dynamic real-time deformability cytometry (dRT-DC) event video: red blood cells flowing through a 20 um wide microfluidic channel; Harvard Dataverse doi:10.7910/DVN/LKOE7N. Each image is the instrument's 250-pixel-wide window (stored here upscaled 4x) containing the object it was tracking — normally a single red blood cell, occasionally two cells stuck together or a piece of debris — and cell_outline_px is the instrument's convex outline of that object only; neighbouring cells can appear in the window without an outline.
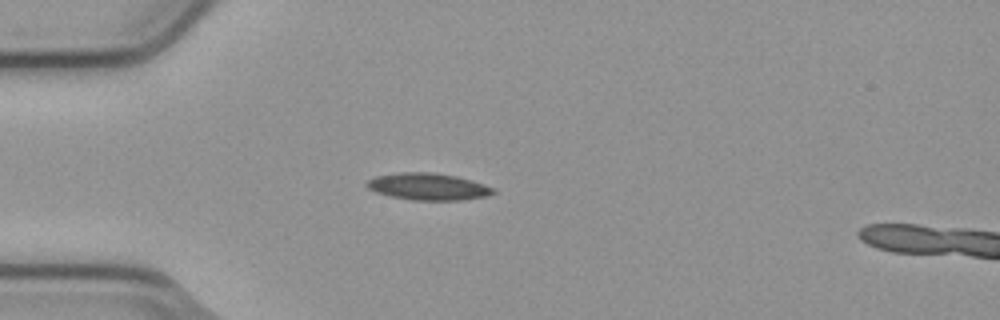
{"species": "common noctule bat (a hibernating species)", "species_latin": "Nyctalus noctula", "temperature_condition": "cold", "stored_images_in_passage": 4, "camera_frame_rate_fps": 3000, "um_per_image_px": 0.085, "animal": {"sex": "male", "body_mass_g": 23.1, "forearm_length_mm": 52.7}, "frame": {"image": 1, "passage_image": 3, "time_ms": 0.667, "image_size_px": [1000, 320], "cell_outline_px": [[496, 192], [488, 196], [464, 200], [412, 200], [392, 196], [376, 192], [368, 188], [364, 184], [368, 180], [376, 176], [400, 172], [432, 172], [456, 176], [492, 188]], "centroid_in_image_um": [36.35, 15.86], "position_along_channel_um": 48.7, "area_um2": 19.59}}